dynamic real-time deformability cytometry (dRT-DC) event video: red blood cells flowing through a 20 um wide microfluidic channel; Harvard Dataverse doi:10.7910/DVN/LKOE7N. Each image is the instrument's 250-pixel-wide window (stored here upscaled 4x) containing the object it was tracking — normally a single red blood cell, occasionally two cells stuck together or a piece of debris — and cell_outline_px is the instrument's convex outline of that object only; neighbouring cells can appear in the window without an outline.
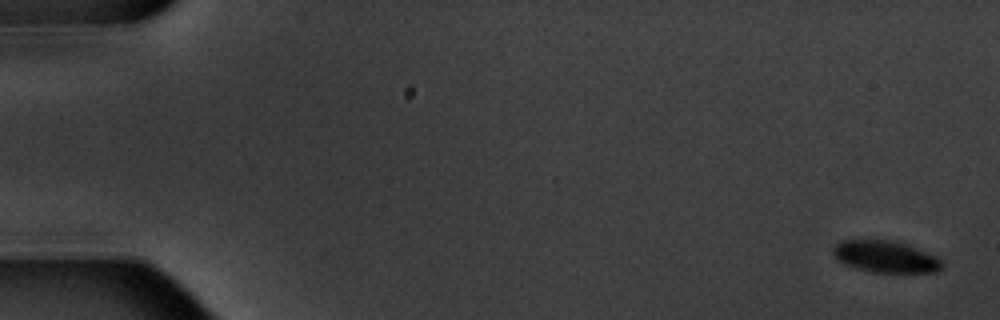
{"species": "common noctule bat (a hibernating species)", "species_latin": "Nyctalus noctula", "temperature_condition": "warm", "stored_images_in_passage": 5, "camera_frame_rate_fps": 3000, "um_per_image_px": 0.085, "animal": {"sex": "male", "body_mass_g": 20.1, "forearm_length_mm": 53.5}, "frame": {"image": 1, "passage_image": 1, "time_ms": 0.0, "image_size_px": [1000, 320], "cell_outline_px": [[944, 264], [936, 272], [872, 272], [856, 268], [844, 264], [832, 252], [832, 248], [840, 240], [896, 240], [908, 244], [936, 256]], "centroid_in_image_um": [75.27, 21.8], "position_along_channel_um": 9.7, "area_um2": 20.11}}